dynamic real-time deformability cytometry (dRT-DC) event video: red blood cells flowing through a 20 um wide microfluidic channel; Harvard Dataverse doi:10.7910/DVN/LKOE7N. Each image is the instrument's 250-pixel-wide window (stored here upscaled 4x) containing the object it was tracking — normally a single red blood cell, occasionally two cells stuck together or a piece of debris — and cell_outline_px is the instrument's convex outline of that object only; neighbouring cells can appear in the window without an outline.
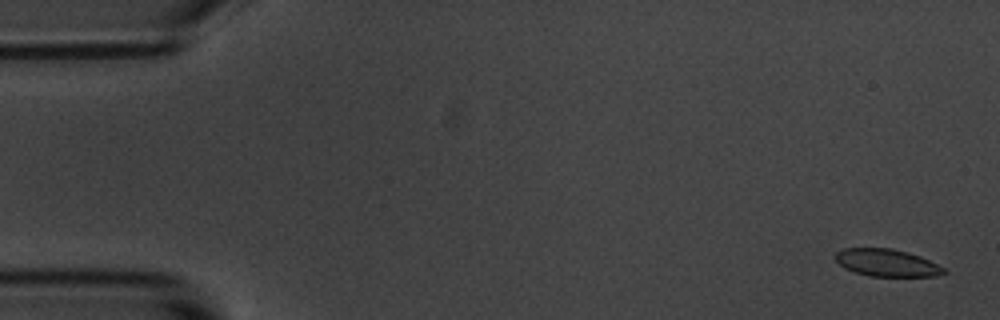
{"species": "common noctule bat (a hibernating species)", "species_latin": "Nyctalus noctula", "temperature_condition": "room temperature", "stored_images_in_passage": 4, "camera_frame_rate_fps": 3000, "um_per_image_px": 0.085, "animal": {"sex": "male", "body_mass_g": 20.1, "forearm_length_mm": 53.5}, "frame": {"image": 1, "passage_image": 1, "time_ms": 0.0, "image_size_px": [1000, 320], "cell_outline_px": [[948, 272], [936, 276], [868, 276], [852, 272], [844, 268], [832, 256], [836, 252], [844, 248], [892, 248], [908, 252], [920, 256], [944, 268]], "centroid_in_image_um": [75.33, 22.33], "position_along_channel_um": 9.7, "area_um2": 17.4}}
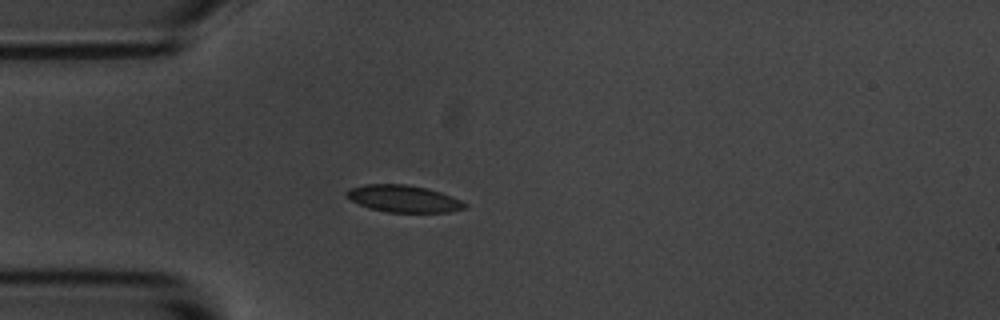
{"frame": {"image": 2, "passage_image": 4, "time_ms": 1.0, "image_size_px": [1000, 320], "cell_outline_px": [[468, 208], [448, 212], [388, 212], [368, 208], [344, 196], [344, 192], [348, 188], [364, 184], [408, 184], [440, 192], [452, 196], [468, 204]], "centroid_in_image_um": [34.28, 16.88], "position_along_channel_um": 50.7, "area_um2": 18.73}}